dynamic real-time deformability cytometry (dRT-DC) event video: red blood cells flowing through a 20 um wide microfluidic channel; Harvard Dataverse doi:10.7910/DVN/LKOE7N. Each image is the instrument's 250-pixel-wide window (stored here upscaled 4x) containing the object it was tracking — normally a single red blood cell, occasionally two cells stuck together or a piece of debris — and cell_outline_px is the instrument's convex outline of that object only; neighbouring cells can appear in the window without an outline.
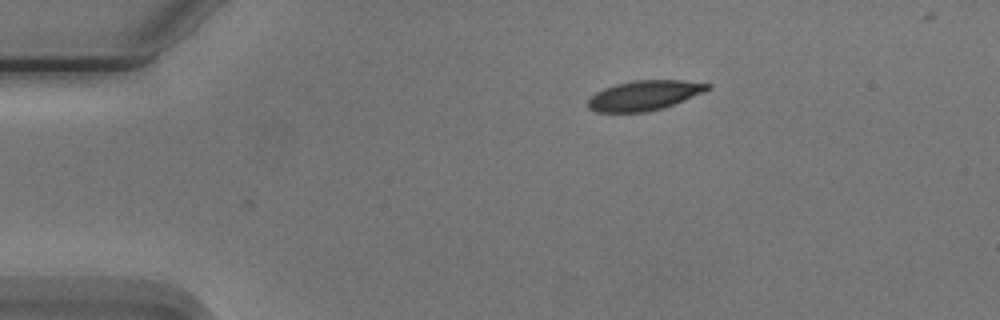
{"species": "Egyptian fruit bat (a non-hibernating species)", "species_latin": "Rousettus aegyptiacus", "temperature_condition": "cold", "stored_images_in_passage": 4, "camera_frame_rate_fps": 3000, "um_per_image_px": 0.085, "animal": {"sex": "male"}, "frame": {"image": 1, "passage_image": 1, "time_ms": 0.0, "image_size_px": [1000, 320], "cell_outline_px": [[712, 88], [704, 92], [664, 108], [644, 112], [596, 112], [588, 108], [588, 100], [596, 92], [604, 88], [616, 84], [632, 80], [684, 80], [712, 84]], "centroid_in_image_um": [54.79, 8.1], "position_along_channel_um": 30.2, "area_um2": 20.87}}
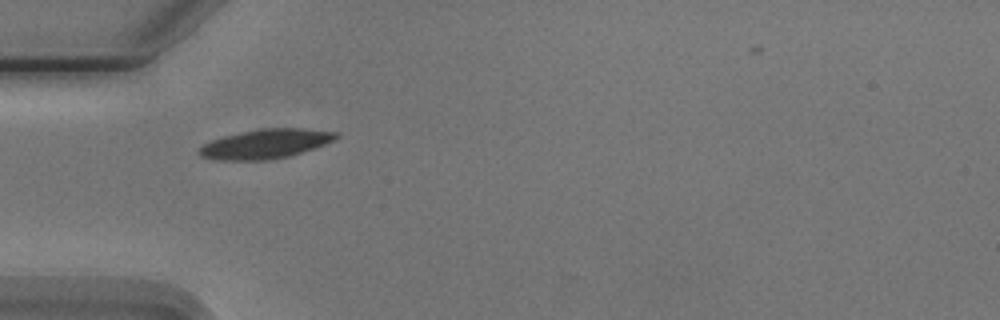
{"frame": {"image": 2, "passage_image": 3, "time_ms": 2.333, "image_size_px": [1000, 320], "cell_outline_px": [[340, 136], [324, 144], [288, 156], [264, 160], [216, 160], [200, 156], [196, 152], [204, 144], [212, 140], [224, 136], [240, 132], [260, 128], [304, 128], [340, 132]], "centroid_in_image_um": [22.55, 12.21], "position_along_channel_um": 62.5, "area_um2": 23.29}}
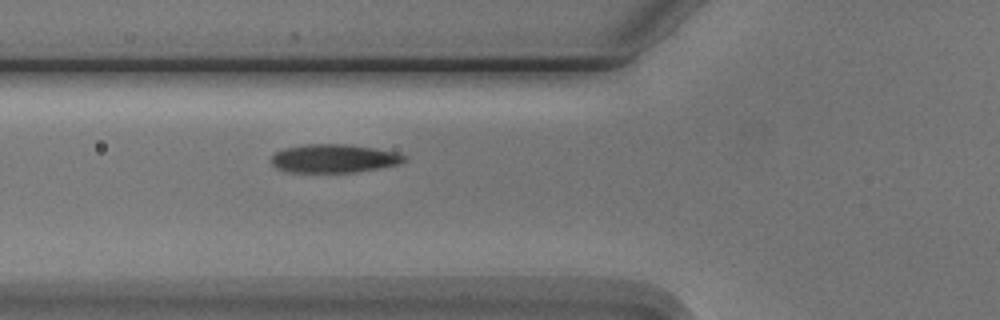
{"frame": {"image": 3, "passage_image": 4, "time_ms": 3.333, "image_size_px": [1000, 320], "cell_outline_px": [[408, 160], [396, 164], [356, 172], [288, 172], [276, 168], [268, 160], [276, 152], [284, 148], [304, 144], [344, 144], [376, 148], [396, 152], [408, 156]], "centroid_in_image_um": [28.36, 13.46], "position_along_channel_um": 97.4, "area_um2": 22.14}}